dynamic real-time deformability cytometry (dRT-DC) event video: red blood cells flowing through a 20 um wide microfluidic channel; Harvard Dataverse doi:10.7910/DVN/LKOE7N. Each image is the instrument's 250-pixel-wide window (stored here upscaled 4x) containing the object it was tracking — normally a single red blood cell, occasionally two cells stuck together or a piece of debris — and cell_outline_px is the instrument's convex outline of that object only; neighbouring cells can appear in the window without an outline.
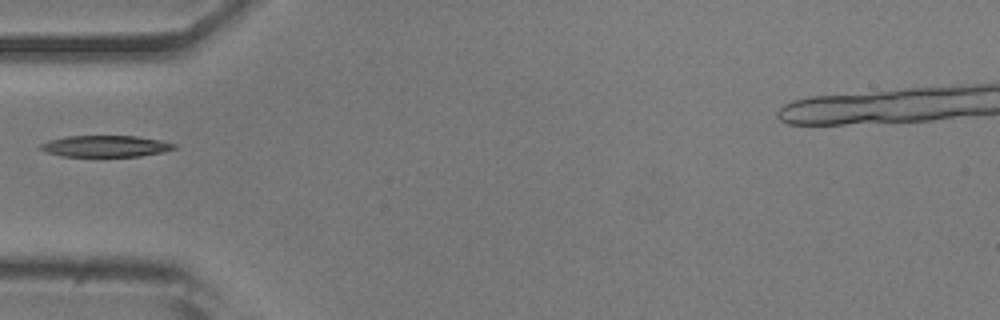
{"species": "common noctule bat (a hibernating species)", "species_latin": "Nyctalus noctula", "temperature_condition": "room temperature", "stored_images_in_passage": 37, "camera_frame_rate_fps": 3000, "um_per_image_px": 0.085, "animal": {"sex": "male", "body_mass_g": 20.5, "forearm_length_mm": 52.5}, "frame": {"image": 1, "passage_image": 1, "time_ms": 0.0, "image_size_px": [1000, 320], "cell_outline_px": [[176, 148], [164, 152], [140, 156], [60, 156], [48, 152], [40, 148], [40, 144], [48, 140], [68, 136], [136, 136], [160, 140], [176, 144]], "centroid_in_image_um": [8.99, 12.42], "position_along_channel_um": 76.0, "area_um2": 16.59}}
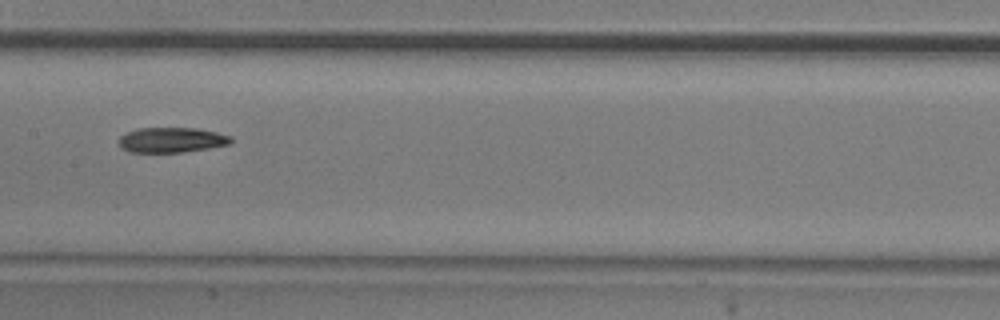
{"frame": {"image": 2, "passage_image": 10, "time_ms": 3.0, "image_size_px": [1000, 320], "cell_outline_px": [[232, 140], [228, 144], [208, 148], [184, 152], [128, 152], [120, 148], [120, 136], [136, 128], [196, 128], [216, 132], [232, 136]], "centroid_in_image_um": [14.57, 11.89], "position_along_channel_um": 192.8, "area_um2": 16.36}}
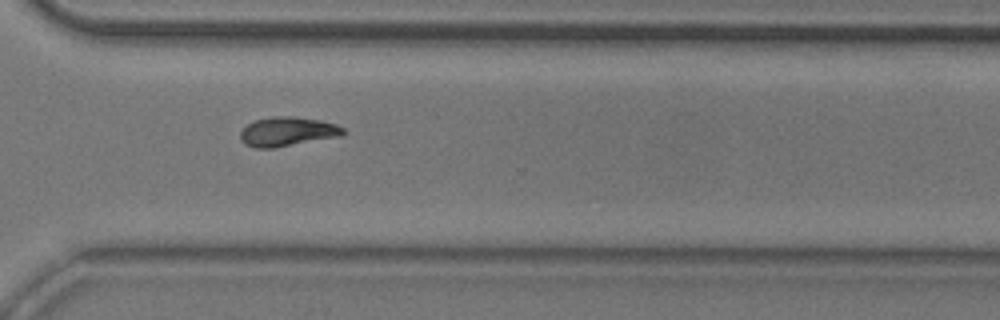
{"frame": {"image": 3, "passage_image": 22, "time_ms": 7.0, "image_size_px": [1000, 320], "cell_outline_px": [[344, 136], [272, 148], [256, 148], [244, 144], [240, 140], [240, 132], [248, 124], [256, 120], [272, 116], [292, 116], [320, 120], [336, 124], [344, 128]], "centroid_in_image_um": [24.45, 11.19], "position_along_channel_um": 346.2, "area_um2": 17.63}}